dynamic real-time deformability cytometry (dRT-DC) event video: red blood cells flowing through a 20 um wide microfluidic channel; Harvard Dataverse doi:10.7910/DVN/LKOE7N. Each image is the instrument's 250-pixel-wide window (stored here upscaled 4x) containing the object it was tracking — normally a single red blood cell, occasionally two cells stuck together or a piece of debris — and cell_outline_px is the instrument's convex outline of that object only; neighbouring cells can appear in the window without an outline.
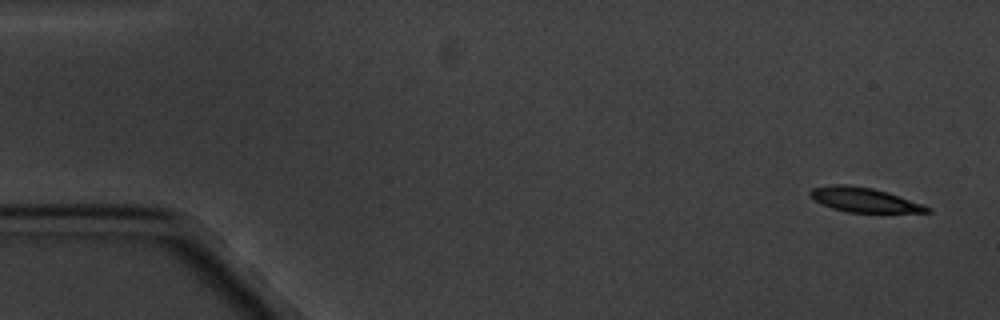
{"species": "common noctule bat (a hibernating species)", "species_latin": "Nyctalus noctula", "temperature_condition": "cold", "stored_images_in_passage": 5, "segment_of_instrument_passage": [2, 2], "camera_frame_rate_fps": 3000, "um_per_image_px": 0.085, "animal": {"sex": "male", "body_mass_g": 20.1, "forearm_length_mm": 53.5}, "frame": {"image": 1, "passage_image": 5, "time_ms": 4.667, "image_size_px": [1000, 320], "cell_outline_px": [[932, 212], [848, 212], [832, 208], [816, 200], [808, 192], [812, 188], [832, 184], [848, 184], [872, 188], [888, 192], [924, 204], [932, 208]], "centroid_in_image_um": [73.49, 16.97], "position_along_channel_um": 11.5, "area_um2": 16.59}}